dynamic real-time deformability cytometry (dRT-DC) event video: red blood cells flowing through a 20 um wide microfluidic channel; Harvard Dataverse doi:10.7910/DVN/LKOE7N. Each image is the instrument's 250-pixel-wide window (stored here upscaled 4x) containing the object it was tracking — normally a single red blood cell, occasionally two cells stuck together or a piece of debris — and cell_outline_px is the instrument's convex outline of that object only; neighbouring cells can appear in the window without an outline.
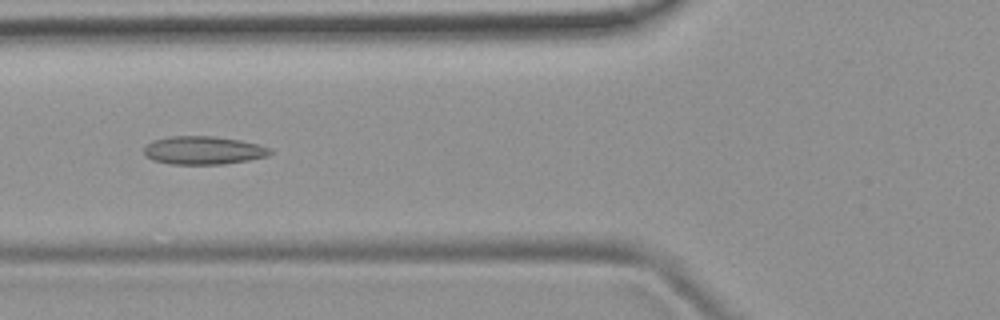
{"species": "common noctule bat (a hibernating species)", "species_latin": "Nyctalus noctula", "temperature_condition": "room temperature", "stored_images_in_passage": 52, "camera_frame_rate_fps": 3000, "um_per_image_px": 0.085, "animal": {"sex": "female", "body_mass_g": 19.9}, "frame": {"image": 1, "passage_image": 20, "time_ms": 6.333, "image_size_px": [1000, 320], "cell_outline_px": [[272, 152], [268, 156], [248, 160], [224, 164], [172, 164], [152, 160], [144, 152], [144, 148], [152, 140], [168, 136], [212, 136], [240, 140], [260, 144], [272, 148]], "centroid_in_image_um": [17.32, 12.77], "position_along_channel_um": 108.5, "area_um2": 20.81}}
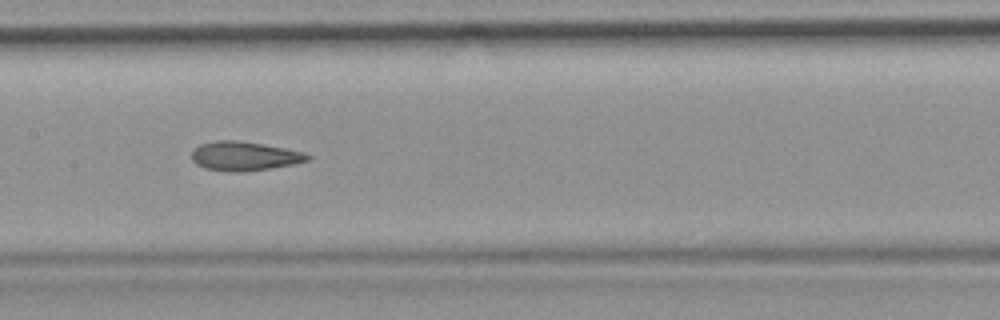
{"frame": {"image": 2, "passage_image": 26, "time_ms": 8.333, "image_size_px": [1000, 320], "cell_outline_px": [[312, 156], [308, 160], [292, 164], [272, 168], [244, 172], [228, 172], [204, 168], [196, 164], [192, 160], [192, 148], [200, 144], [216, 140], [240, 140], [264, 144], [304, 152]], "centroid_in_image_um": [20.74, 13.26], "position_along_channel_um": 186.7, "area_um2": 19.88}}
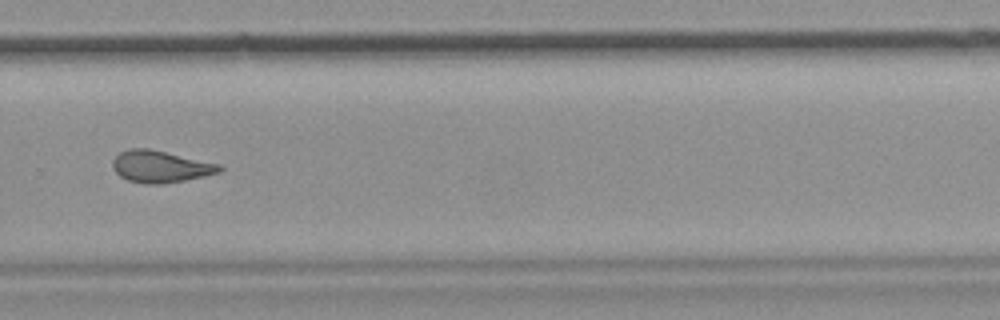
{"frame": {"image": 3, "passage_image": 36, "time_ms": 11.667, "image_size_px": [1000, 320], "cell_outline_px": [[224, 168], [220, 172], [204, 176], [164, 184], [144, 184], [128, 180], [120, 176], [112, 168], [112, 160], [120, 152], [128, 148], [148, 148], [220, 164]], "centroid_in_image_um": [13.62, 14.16], "position_along_channel_um": 316.2, "area_um2": 19.88}, "authors_computed_cell_mechanics": {"area_um2": 20.4612, "velocity_mm_per_s": 3.9034, "shape_relaxation_time_tau1_ms": null, "shape_relaxation_time_tau2_ms": 2.7561, "deformation_change_tau1": null, "deformation_change_tau2": 0.1014}}